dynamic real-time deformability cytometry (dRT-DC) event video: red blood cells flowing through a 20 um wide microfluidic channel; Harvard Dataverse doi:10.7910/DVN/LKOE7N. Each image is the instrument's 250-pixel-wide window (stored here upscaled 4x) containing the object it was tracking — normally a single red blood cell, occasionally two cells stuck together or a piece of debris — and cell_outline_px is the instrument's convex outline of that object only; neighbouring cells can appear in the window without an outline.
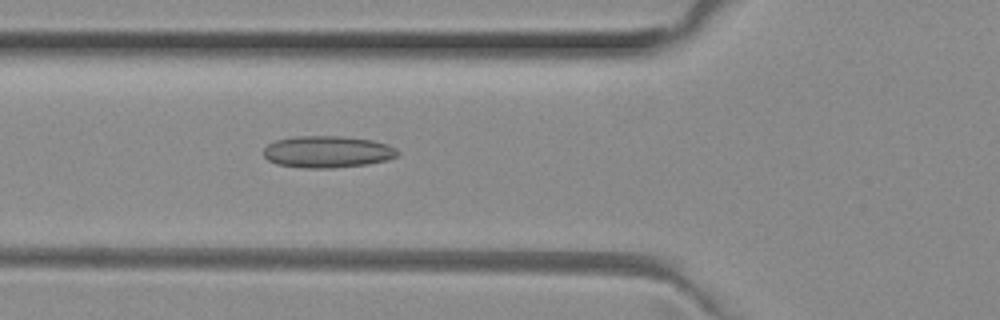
{"species": "common noctule bat (a hibernating species)", "species_latin": "Nyctalus noctula", "temperature_condition": "room temperature", "stored_images_in_passage": 39, "camera_frame_rate_fps": 3000, "um_per_image_px": 0.085, "animal": {"sex": "female", "body_mass_g": 29.2, "forearm_length_mm": 56.3}, "frame": {"image": 1, "passage_image": 12, "time_ms": 3.667, "image_size_px": [1000, 320], "cell_outline_px": [[400, 152], [396, 156], [388, 160], [368, 164], [332, 168], [300, 168], [276, 164], [268, 160], [264, 156], [264, 148], [268, 144], [276, 140], [292, 136], [340, 136], [372, 140], [388, 144], [396, 148]], "centroid_in_image_um": [27.83, 12.9], "position_along_channel_um": 98.0, "area_um2": 25.09}}
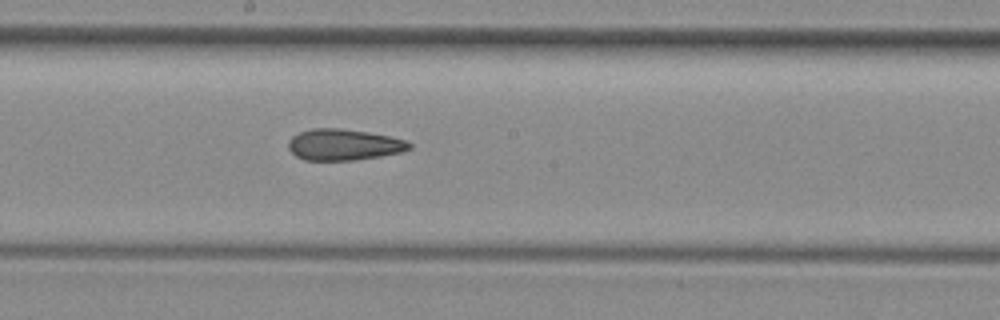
{"frame": {"image": 2, "passage_image": 21, "time_ms": 6.667, "image_size_px": [1000, 320], "cell_outline_px": [[412, 148], [400, 152], [380, 156], [356, 160], [304, 160], [296, 156], [288, 148], [288, 140], [292, 136], [300, 132], [312, 128], [340, 128], [368, 132], [388, 136], [404, 140], [412, 144]], "centroid_in_image_um": [29.19, 12.3], "position_along_channel_um": 219.0, "area_um2": 21.96}}
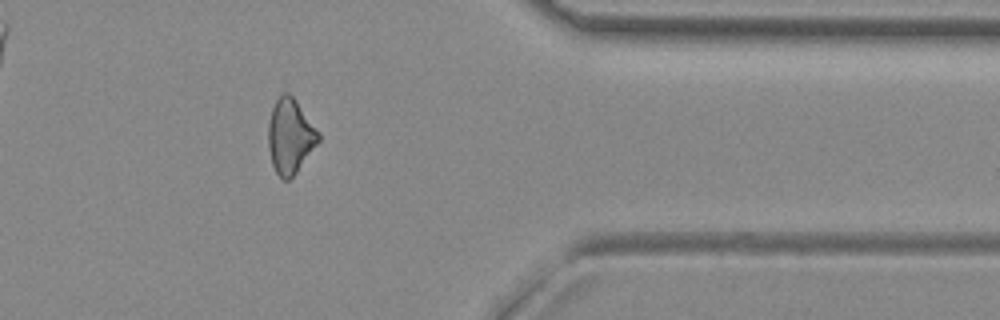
{"frame": {"image": 3, "passage_image": 35, "time_ms": 11.333, "image_size_px": [1000, 320], "cell_outline_px": [[320, 140], [296, 172], [288, 180], [284, 180], [276, 172], [272, 164], [268, 148], [268, 124], [272, 108], [280, 92], [288, 92], [292, 96], [320, 132]], "centroid_in_image_um": [24.65, 11.55], "position_along_channel_um": 386.7, "area_um2": 21.73}, "authors_computed_cell_mechanics": {"area_um2": 22.4842, "velocity_mm_per_s": 4.0231, "shape_relaxation_time_tau1_ms": null, "shape_relaxation_time_tau2_ms": 6.5615, "deformation_change_tau1": null, "deformation_change_tau2": 0.1825}}